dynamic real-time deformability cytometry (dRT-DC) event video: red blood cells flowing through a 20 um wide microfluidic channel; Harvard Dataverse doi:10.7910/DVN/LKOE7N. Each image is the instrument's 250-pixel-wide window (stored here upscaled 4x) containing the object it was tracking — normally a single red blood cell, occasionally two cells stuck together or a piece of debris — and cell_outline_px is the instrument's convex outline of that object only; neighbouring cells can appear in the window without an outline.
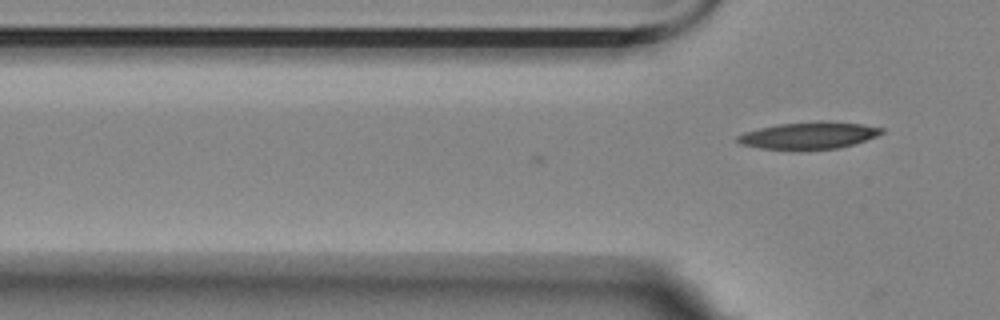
{"species": "Egyptian fruit bat (a non-hibernating species)", "species_latin": "Rousettus aegyptiacus", "temperature_condition": "room temperature", "stored_images_in_passage": 3, "camera_frame_rate_fps": 3000, "um_per_image_px": 0.085, "animal": {"sex": "female"}, "frame": {"image": 1, "passage_image": 3, "time_ms": 0.667, "image_size_px": [1000, 320], "cell_outline_px": [[884, 132], [876, 136], [852, 144], [836, 148], [760, 148], [740, 144], [736, 140], [736, 136], [744, 132], [760, 128], [780, 124], [816, 120], [828, 120], [864, 124], [884, 128]], "centroid_in_image_um": [68.77, 11.47], "position_along_channel_um": 57.0, "area_um2": 22.31}}